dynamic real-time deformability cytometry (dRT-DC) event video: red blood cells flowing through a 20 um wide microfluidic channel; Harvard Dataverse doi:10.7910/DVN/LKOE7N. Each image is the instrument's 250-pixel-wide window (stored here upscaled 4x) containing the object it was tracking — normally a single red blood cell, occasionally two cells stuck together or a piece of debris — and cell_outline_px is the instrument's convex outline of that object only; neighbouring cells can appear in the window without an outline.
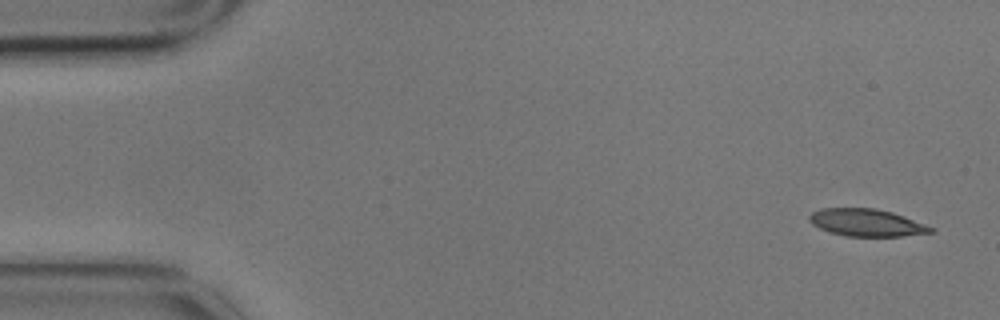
{"species": "common noctule bat (a hibernating species)", "species_latin": "Nyctalus noctula", "temperature_condition": "cold", "stored_images_in_passage": 5, "camera_frame_rate_fps": 3000, "um_per_image_px": 0.085, "animal": {"sex": "male", "body_mass_g": 17.9}, "frame": {"image": 1, "passage_image": 1, "time_ms": 0.0, "image_size_px": [1000, 320], "cell_outline_px": [[936, 232], [904, 236], [844, 236], [828, 232], [812, 224], [808, 220], [808, 216], [812, 212], [820, 208], [876, 208], [892, 212], [904, 216], [936, 228]], "centroid_in_image_um": [73.67, 18.92], "position_along_channel_um": 11.3, "area_um2": 19.59}}
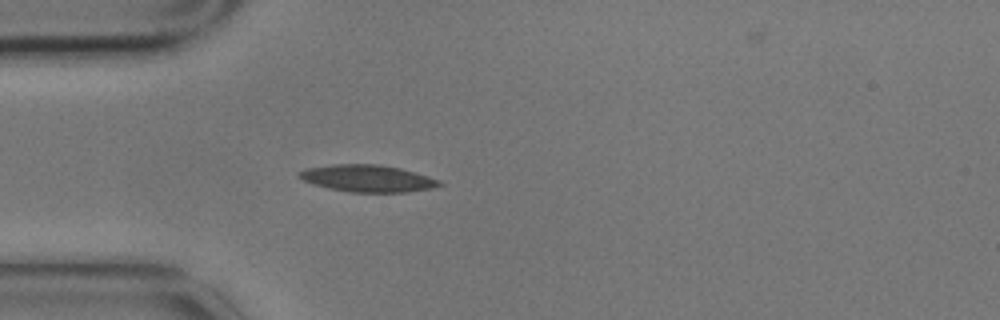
{"frame": {"image": 2, "passage_image": 4, "time_ms": 1.0, "image_size_px": [1000, 320], "cell_outline_px": [[444, 184], [432, 188], [408, 192], [352, 192], [328, 188], [312, 184], [296, 176], [296, 172], [308, 168], [332, 164], [376, 164], [400, 168], [428, 176], [440, 180]], "centroid_in_image_um": [31.23, 15.16], "position_along_channel_um": 53.8, "area_um2": 22.08}}